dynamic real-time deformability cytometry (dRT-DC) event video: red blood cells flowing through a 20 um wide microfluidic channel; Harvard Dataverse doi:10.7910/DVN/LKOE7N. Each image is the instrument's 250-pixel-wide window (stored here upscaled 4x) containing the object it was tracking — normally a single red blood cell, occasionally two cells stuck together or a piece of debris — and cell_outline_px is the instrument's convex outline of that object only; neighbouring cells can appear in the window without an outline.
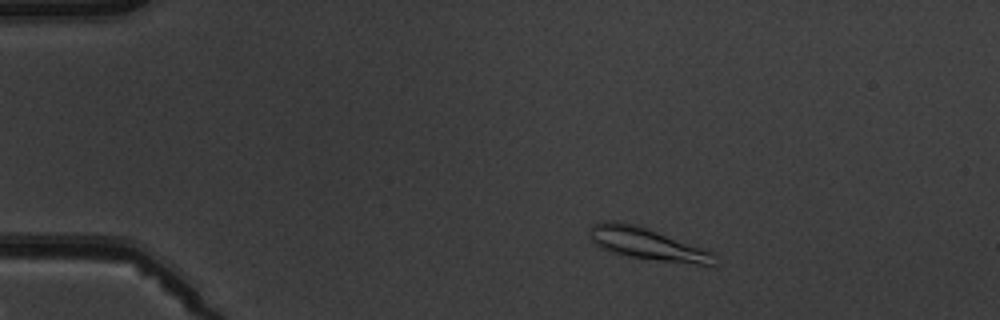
{"species": "common noctule bat (a hibernating species)", "species_latin": "Nyctalus noctula", "temperature_condition": "warm", "stored_images_in_passage": 4, "camera_frame_rate_fps": 3000, "um_per_image_px": 0.085, "animal": {"sex": "male", "body_mass_g": 19.5, "forearm_length_mm": 54.6}, "frame": {"image": 1, "passage_image": 2, "time_ms": 1.0, "image_size_px": [1000, 320], "cell_outline_px": [[716, 268], [656, 260], [632, 256], [612, 252], [600, 248], [588, 236], [588, 228], [592, 224], [604, 220], [612, 220], [636, 224], [648, 228], [716, 252]], "centroid_in_image_um": [55.11, 20.74], "position_along_channel_um": 29.9, "area_um2": 24.04}}